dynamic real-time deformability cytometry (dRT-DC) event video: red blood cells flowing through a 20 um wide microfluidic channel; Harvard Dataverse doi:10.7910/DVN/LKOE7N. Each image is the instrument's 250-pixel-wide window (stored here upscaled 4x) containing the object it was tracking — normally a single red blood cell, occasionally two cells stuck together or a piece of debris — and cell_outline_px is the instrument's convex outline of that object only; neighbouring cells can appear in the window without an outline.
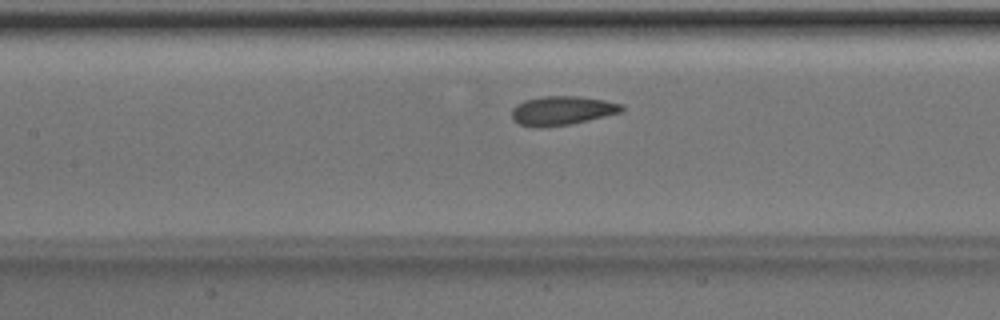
{"species": "Egyptian fruit bat (a non-hibernating species)", "species_latin": "Rousettus aegyptiacus", "temperature_condition": "room temperature", "stored_images_in_passage": 41, "camera_frame_rate_fps": 3000, "um_per_image_px": 0.085, "animal": {"sex": "male"}, "frame": {"image": 1, "passage_image": 15, "time_ms": 4.667, "image_size_px": [1000, 320], "cell_outline_px": [[624, 108], [620, 112], [588, 120], [568, 124], [540, 128], [536, 128], [520, 124], [512, 120], [512, 108], [516, 104], [524, 100], [544, 96], [580, 96], [604, 100], [624, 104]], "centroid_in_image_um": [47.74, 9.39], "position_along_channel_um": 159.7, "area_um2": 18.61}}
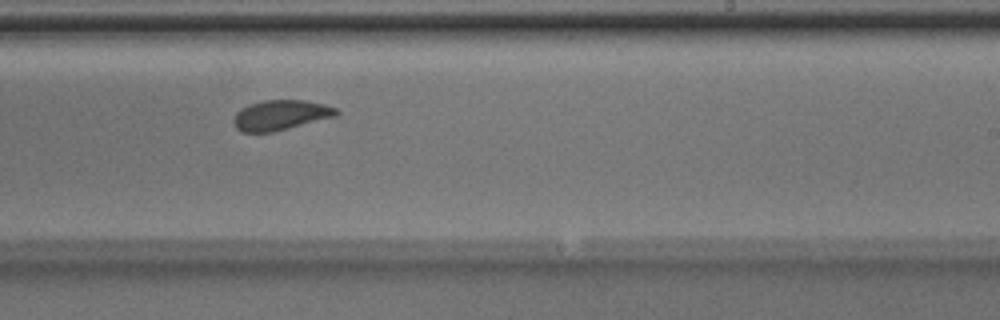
{"frame": {"image": 2, "passage_image": 23, "time_ms": 7.333, "image_size_px": [1000, 320], "cell_outline_px": [[340, 112], [336, 116], [272, 132], [240, 132], [236, 128], [232, 120], [236, 112], [240, 108], [248, 104], [264, 100], [304, 100], [324, 104], [336, 108]], "centroid_in_image_um": [23.81, 9.78], "position_along_channel_um": 265.2, "area_um2": 18.03}}
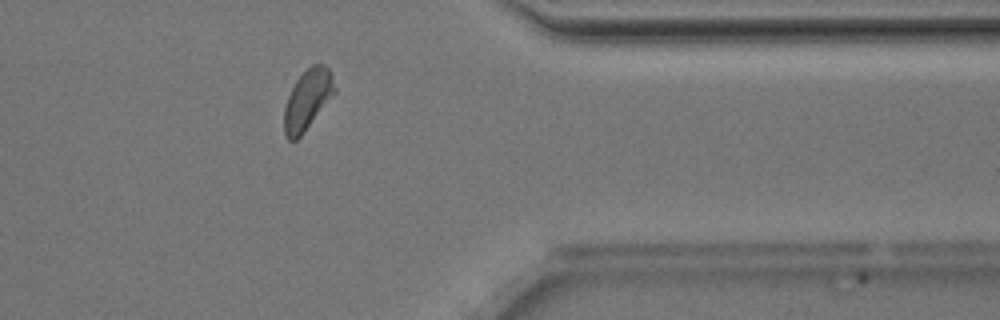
{"frame": {"image": 3, "passage_image": 33, "time_ms": 10.667, "image_size_px": [1000, 320], "cell_outline_px": [[336, 92], [304, 132], [296, 140], [288, 140], [284, 132], [284, 108], [288, 96], [296, 80], [312, 64], [324, 64], [332, 72], [336, 88]], "centroid_in_image_um": [26.16, 8.46], "position_along_channel_um": 385.2, "area_um2": 17.63}}